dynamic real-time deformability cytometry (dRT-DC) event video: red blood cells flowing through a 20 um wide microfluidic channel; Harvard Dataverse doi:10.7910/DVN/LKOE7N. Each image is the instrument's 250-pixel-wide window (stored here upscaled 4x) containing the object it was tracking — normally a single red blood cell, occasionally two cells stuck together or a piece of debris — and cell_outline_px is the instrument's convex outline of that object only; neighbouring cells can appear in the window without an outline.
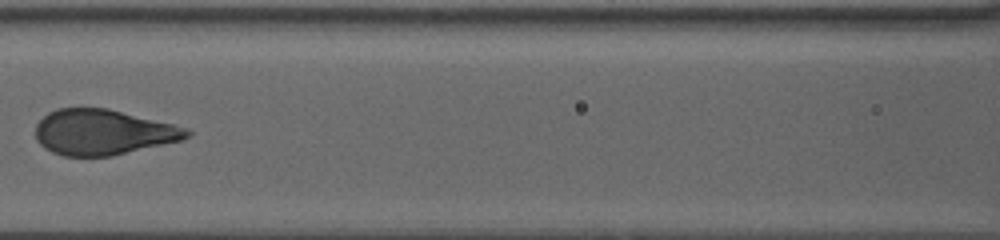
{"species": "human", "species_latin": "Homo sapiens", "temperature_condition": "warm", "stored_images_in_passage": 19, "camera_frame_rate_fps": 3000, "um_per_image_px": 0.085, "donor": {"sex": "female"}, "frame": {"image": 1, "passage_image": 14, "time_ms": 11.333, "image_size_px": [1000, 240], "cell_outline_px": [[192, 132], [188, 136], [180, 140], [112, 156], [64, 156], [52, 152], [44, 148], [36, 140], [36, 124], [48, 112], [56, 108], [108, 108], [188, 128]], "centroid_in_image_um": [8.71, 11.23], "position_along_channel_um": 157.9, "area_um2": 39.88}}
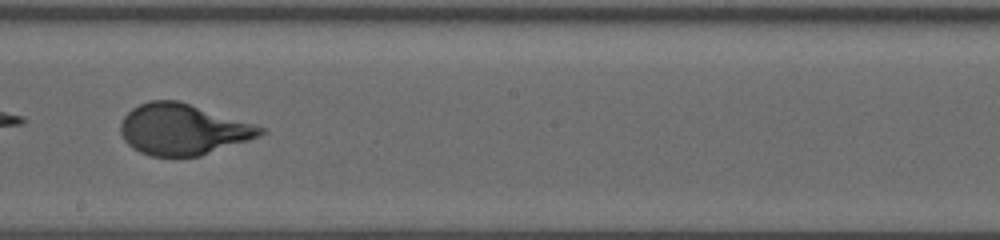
{"frame": {"image": 2, "passage_image": 16, "time_ms": 13.667, "image_size_px": [1000, 240], "cell_outline_px": [[264, 132], [260, 136], [200, 156], [148, 156], [132, 148], [124, 140], [120, 132], [120, 124], [124, 116], [132, 108], [148, 100], [180, 100], [264, 128]], "centroid_in_image_um": [15.49, 10.99], "position_along_channel_um": 232.7, "area_um2": 41.33}}